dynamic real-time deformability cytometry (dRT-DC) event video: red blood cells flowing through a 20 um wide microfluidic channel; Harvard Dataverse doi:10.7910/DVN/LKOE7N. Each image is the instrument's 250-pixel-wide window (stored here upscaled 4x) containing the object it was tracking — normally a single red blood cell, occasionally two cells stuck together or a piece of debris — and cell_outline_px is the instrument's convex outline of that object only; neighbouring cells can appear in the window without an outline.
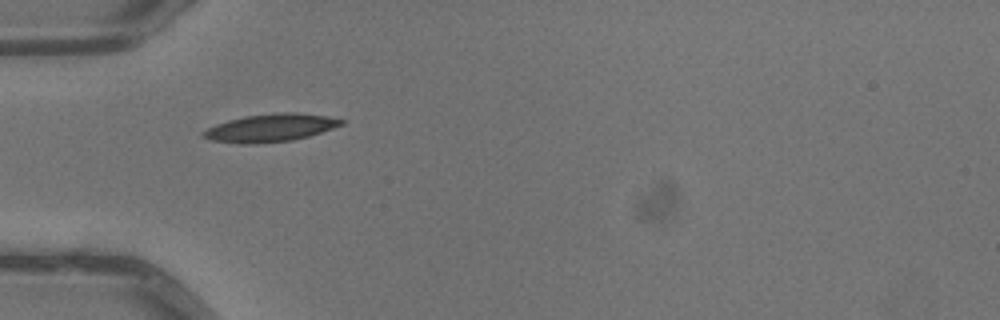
{"species": "common noctule bat (a hibernating species)", "species_latin": "Nyctalus noctula", "temperature_condition": "warm", "stored_images_in_passage": 4, "camera_frame_rate_fps": 3000, "um_per_image_px": 0.085, "animal": {"sex": "male", "body_mass_g": 13.3}, "frame": {"image": 1, "passage_image": 4, "time_ms": 1.0, "image_size_px": [1000, 320], "cell_outline_px": [[344, 124], [308, 136], [292, 140], [252, 144], [240, 144], [212, 140], [200, 136], [200, 132], [216, 124], [228, 120], [244, 116], [280, 112], [296, 112], [324, 116], [344, 120]], "centroid_in_image_um": [22.93, 10.87], "position_along_channel_um": 62.1, "area_um2": 22.25}}